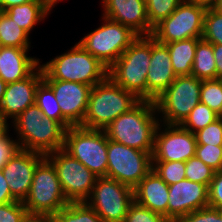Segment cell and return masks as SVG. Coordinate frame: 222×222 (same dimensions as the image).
<instances>
[{
	"label": "cell",
	"mask_w": 222,
	"mask_h": 222,
	"mask_svg": "<svg viewBox=\"0 0 222 222\" xmlns=\"http://www.w3.org/2000/svg\"><path fill=\"white\" fill-rule=\"evenodd\" d=\"M156 113L154 101L140 100L113 120L104 132L109 140L153 153L155 133L160 123Z\"/></svg>",
	"instance_id": "cell-1"
},
{
	"label": "cell",
	"mask_w": 222,
	"mask_h": 222,
	"mask_svg": "<svg viewBox=\"0 0 222 222\" xmlns=\"http://www.w3.org/2000/svg\"><path fill=\"white\" fill-rule=\"evenodd\" d=\"M12 123L20 149L46 156L64 147L67 129L58 121L45 118L36 104L29 106Z\"/></svg>",
	"instance_id": "cell-2"
},
{
	"label": "cell",
	"mask_w": 222,
	"mask_h": 222,
	"mask_svg": "<svg viewBox=\"0 0 222 222\" xmlns=\"http://www.w3.org/2000/svg\"><path fill=\"white\" fill-rule=\"evenodd\" d=\"M140 99L126 91L109 76L93 86L82 127L105 130L118 116L129 111Z\"/></svg>",
	"instance_id": "cell-3"
},
{
	"label": "cell",
	"mask_w": 222,
	"mask_h": 222,
	"mask_svg": "<svg viewBox=\"0 0 222 222\" xmlns=\"http://www.w3.org/2000/svg\"><path fill=\"white\" fill-rule=\"evenodd\" d=\"M43 78L78 82L91 87L108 76V68L76 43L67 53L40 64Z\"/></svg>",
	"instance_id": "cell-4"
},
{
	"label": "cell",
	"mask_w": 222,
	"mask_h": 222,
	"mask_svg": "<svg viewBox=\"0 0 222 222\" xmlns=\"http://www.w3.org/2000/svg\"><path fill=\"white\" fill-rule=\"evenodd\" d=\"M150 60L151 36H138L108 69V76L138 99L147 100V73Z\"/></svg>",
	"instance_id": "cell-5"
},
{
	"label": "cell",
	"mask_w": 222,
	"mask_h": 222,
	"mask_svg": "<svg viewBox=\"0 0 222 222\" xmlns=\"http://www.w3.org/2000/svg\"><path fill=\"white\" fill-rule=\"evenodd\" d=\"M68 203L55 167L45 157L35 168L29 194L23 202L28 214L30 217L49 218Z\"/></svg>",
	"instance_id": "cell-6"
},
{
	"label": "cell",
	"mask_w": 222,
	"mask_h": 222,
	"mask_svg": "<svg viewBox=\"0 0 222 222\" xmlns=\"http://www.w3.org/2000/svg\"><path fill=\"white\" fill-rule=\"evenodd\" d=\"M63 150L79 160L96 177H106L108 138L104 130L71 126L65 132Z\"/></svg>",
	"instance_id": "cell-7"
},
{
	"label": "cell",
	"mask_w": 222,
	"mask_h": 222,
	"mask_svg": "<svg viewBox=\"0 0 222 222\" xmlns=\"http://www.w3.org/2000/svg\"><path fill=\"white\" fill-rule=\"evenodd\" d=\"M104 23L78 43L108 69L138 38L130 28L102 16Z\"/></svg>",
	"instance_id": "cell-8"
},
{
	"label": "cell",
	"mask_w": 222,
	"mask_h": 222,
	"mask_svg": "<svg viewBox=\"0 0 222 222\" xmlns=\"http://www.w3.org/2000/svg\"><path fill=\"white\" fill-rule=\"evenodd\" d=\"M201 80L193 75H179L171 85L155 99L161 123L180 125L200 103Z\"/></svg>",
	"instance_id": "cell-9"
},
{
	"label": "cell",
	"mask_w": 222,
	"mask_h": 222,
	"mask_svg": "<svg viewBox=\"0 0 222 222\" xmlns=\"http://www.w3.org/2000/svg\"><path fill=\"white\" fill-rule=\"evenodd\" d=\"M207 5L183 0L176 10L153 27L151 37L166 44L189 38H202Z\"/></svg>",
	"instance_id": "cell-10"
},
{
	"label": "cell",
	"mask_w": 222,
	"mask_h": 222,
	"mask_svg": "<svg viewBox=\"0 0 222 222\" xmlns=\"http://www.w3.org/2000/svg\"><path fill=\"white\" fill-rule=\"evenodd\" d=\"M133 201V188L115 179L97 177L92 192L85 203L104 222H124Z\"/></svg>",
	"instance_id": "cell-11"
},
{
	"label": "cell",
	"mask_w": 222,
	"mask_h": 222,
	"mask_svg": "<svg viewBox=\"0 0 222 222\" xmlns=\"http://www.w3.org/2000/svg\"><path fill=\"white\" fill-rule=\"evenodd\" d=\"M46 158L55 167L66 200L69 203L87 201L97 177L63 149L49 153Z\"/></svg>",
	"instance_id": "cell-12"
},
{
	"label": "cell",
	"mask_w": 222,
	"mask_h": 222,
	"mask_svg": "<svg viewBox=\"0 0 222 222\" xmlns=\"http://www.w3.org/2000/svg\"><path fill=\"white\" fill-rule=\"evenodd\" d=\"M152 170V153L108 139L106 177L134 187Z\"/></svg>",
	"instance_id": "cell-13"
},
{
	"label": "cell",
	"mask_w": 222,
	"mask_h": 222,
	"mask_svg": "<svg viewBox=\"0 0 222 222\" xmlns=\"http://www.w3.org/2000/svg\"><path fill=\"white\" fill-rule=\"evenodd\" d=\"M160 124L155 133L152 162H186L195 156L197 142L194 133L180 125L164 124L165 130H162Z\"/></svg>",
	"instance_id": "cell-14"
},
{
	"label": "cell",
	"mask_w": 222,
	"mask_h": 222,
	"mask_svg": "<svg viewBox=\"0 0 222 222\" xmlns=\"http://www.w3.org/2000/svg\"><path fill=\"white\" fill-rule=\"evenodd\" d=\"M52 88L63 117L72 126H81L85 117L91 86L78 82L43 78Z\"/></svg>",
	"instance_id": "cell-15"
},
{
	"label": "cell",
	"mask_w": 222,
	"mask_h": 222,
	"mask_svg": "<svg viewBox=\"0 0 222 222\" xmlns=\"http://www.w3.org/2000/svg\"><path fill=\"white\" fill-rule=\"evenodd\" d=\"M46 156L20 149L1 169L13 198L24 202L27 198L35 168Z\"/></svg>",
	"instance_id": "cell-16"
},
{
	"label": "cell",
	"mask_w": 222,
	"mask_h": 222,
	"mask_svg": "<svg viewBox=\"0 0 222 222\" xmlns=\"http://www.w3.org/2000/svg\"><path fill=\"white\" fill-rule=\"evenodd\" d=\"M167 219H176L208 207V186L188 179L169 185Z\"/></svg>",
	"instance_id": "cell-17"
},
{
	"label": "cell",
	"mask_w": 222,
	"mask_h": 222,
	"mask_svg": "<svg viewBox=\"0 0 222 222\" xmlns=\"http://www.w3.org/2000/svg\"><path fill=\"white\" fill-rule=\"evenodd\" d=\"M42 80L43 73L39 65L25 79L7 84L0 105V115L6 120H14L29 106L35 104L36 89Z\"/></svg>",
	"instance_id": "cell-18"
},
{
	"label": "cell",
	"mask_w": 222,
	"mask_h": 222,
	"mask_svg": "<svg viewBox=\"0 0 222 222\" xmlns=\"http://www.w3.org/2000/svg\"><path fill=\"white\" fill-rule=\"evenodd\" d=\"M103 16L130 28L138 36H151L145 0H102Z\"/></svg>",
	"instance_id": "cell-19"
},
{
	"label": "cell",
	"mask_w": 222,
	"mask_h": 222,
	"mask_svg": "<svg viewBox=\"0 0 222 222\" xmlns=\"http://www.w3.org/2000/svg\"><path fill=\"white\" fill-rule=\"evenodd\" d=\"M176 77L166 44H162L151 37V60L147 73V100L155 101Z\"/></svg>",
	"instance_id": "cell-20"
},
{
	"label": "cell",
	"mask_w": 222,
	"mask_h": 222,
	"mask_svg": "<svg viewBox=\"0 0 222 222\" xmlns=\"http://www.w3.org/2000/svg\"><path fill=\"white\" fill-rule=\"evenodd\" d=\"M134 201L167 218L169 185L151 170L133 189Z\"/></svg>",
	"instance_id": "cell-21"
},
{
	"label": "cell",
	"mask_w": 222,
	"mask_h": 222,
	"mask_svg": "<svg viewBox=\"0 0 222 222\" xmlns=\"http://www.w3.org/2000/svg\"><path fill=\"white\" fill-rule=\"evenodd\" d=\"M29 49L0 46V78L7 84L28 77L39 65L37 58L27 55Z\"/></svg>",
	"instance_id": "cell-22"
},
{
	"label": "cell",
	"mask_w": 222,
	"mask_h": 222,
	"mask_svg": "<svg viewBox=\"0 0 222 222\" xmlns=\"http://www.w3.org/2000/svg\"><path fill=\"white\" fill-rule=\"evenodd\" d=\"M54 4L50 0H34L13 6L4 12L28 34L32 28L47 17Z\"/></svg>",
	"instance_id": "cell-23"
},
{
	"label": "cell",
	"mask_w": 222,
	"mask_h": 222,
	"mask_svg": "<svg viewBox=\"0 0 222 222\" xmlns=\"http://www.w3.org/2000/svg\"><path fill=\"white\" fill-rule=\"evenodd\" d=\"M201 38H189L176 42L166 43L169 50L174 73L191 75L197 42Z\"/></svg>",
	"instance_id": "cell-24"
},
{
	"label": "cell",
	"mask_w": 222,
	"mask_h": 222,
	"mask_svg": "<svg viewBox=\"0 0 222 222\" xmlns=\"http://www.w3.org/2000/svg\"><path fill=\"white\" fill-rule=\"evenodd\" d=\"M191 75L200 80L216 79L213 44L202 38L197 42Z\"/></svg>",
	"instance_id": "cell-25"
},
{
	"label": "cell",
	"mask_w": 222,
	"mask_h": 222,
	"mask_svg": "<svg viewBox=\"0 0 222 222\" xmlns=\"http://www.w3.org/2000/svg\"><path fill=\"white\" fill-rule=\"evenodd\" d=\"M35 104L45 118H51L61 123L66 129L72 125L63 117L61 108L55 98L52 88L42 80L36 89Z\"/></svg>",
	"instance_id": "cell-26"
},
{
	"label": "cell",
	"mask_w": 222,
	"mask_h": 222,
	"mask_svg": "<svg viewBox=\"0 0 222 222\" xmlns=\"http://www.w3.org/2000/svg\"><path fill=\"white\" fill-rule=\"evenodd\" d=\"M0 46L30 49L29 34L5 12L0 14Z\"/></svg>",
	"instance_id": "cell-27"
},
{
	"label": "cell",
	"mask_w": 222,
	"mask_h": 222,
	"mask_svg": "<svg viewBox=\"0 0 222 222\" xmlns=\"http://www.w3.org/2000/svg\"><path fill=\"white\" fill-rule=\"evenodd\" d=\"M49 219L51 222H104L85 202L68 203Z\"/></svg>",
	"instance_id": "cell-28"
},
{
	"label": "cell",
	"mask_w": 222,
	"mask_h": 222,
	"mask_svg": "<svg viewBox=\"0 0 222 222\" xmlns=\"http://www.w3.org/2000/svg\"><path fill=\"white\" fill-rule=\"evenodd\" d=\"M220 116L211 110L207 105L198 103L197 106L190 112L186 119L180 124L181 127L195 133L200 129L207 127Z\"/></svg>",
	"instance_id": "cell-29"
},
{
	"label": "cell",
	"mask_w": 222,
	"mask_h": 222,
	"mask_svg": "<svg viewBox=\"0 0 222 222\" xmlns=\"http://www.w3.org/2000/svg\"><path fill=\"white\" fill-rule=\"evenodd\" d=\"M200 102L222 117V80H201Z\"/></svg>",
	"instance_id": "cell-30"
},
{
	"label": "cell",
	"mask_w": 222,
	"mask_h": 222,
	"mask_svg": "<svg viewBox=\"0 0 222 222\" xmlns=\"http://www.w3.org/2000/svg\"><path fill=\"white\" fill-rule=\"evenodd\" d=\"M152 170L167 184L172 185L186 179L185 162H152Z\"/></svg>",
	"instance_id": "cell-31"
},
{
	"label": "cell",
	"mask_w": 222,
	"mask_h": 222,
	"mask_svg": "<svg viewBox=\"0 0 222 222\" xmlns=\"http://www.w3.org/2000/svg\"><path fill=\"white\" fill-rule=\"evenodd\" d=\"M202 39L222 45V14L208 6L204 14Z\"/></svg>",
	"instance_id": "cell-32"
},
{
	"label": "cell",
	"mask_w": 222,
	"mask_h": 222,
	"mask_svg": "<svg viewBox=\"0 0 222 222\" xmlns=\"http://www.w3.org/2000/svg\"><path fill=\"white\" fill-rule=\"evenodd\" d=\"M183 0H145L147 16L152 27L168 18Z\"/></svg>",
	"instance_id": "cell-33"
},
{
	"label": "cell",
	"mask_w": 222,
	"mask_h": 222,
	"mask_svg": "<svg viewBox=\"0 0 222 222\" xmlns=\"http://www.w3.org/2000/svg\"><path fill=\"white\" fill-rule=\"evenodd\" d=\"M185 167L186 179L205 184L209 187L215 174V171L210 166H207L199 158L194 156L185 162Z\"/></svg>",
	"instance_id": "cell-34"
},
{
	"label": "cell",
	"mask_w": 222,
	"mask_h": 222,
	"mask_svg": "<svg viewBox=\"0 0 222 222\" xmlns=\"http://www.w3.org/2000/svg\"><path fill=\"white\" fill-rule=\"evenodd\" d=\"M194 134L197 145L222 146V117Z\"/></svg>",
	"instance_id": "cell-35"
},
{
	"label": "cell",
	"mask_w": 222,
	"mask_h": 222,
	"mask_svg": "<svg viewBox=\"0 0 222 222\" xmlns=\"http://www.w3.org/2000/svg\"><path fill=\"white\" fill-rule=\"evenodd\" d=\"M124 222H170L164 215L153 212L133 201Z\"/></svg>",
	"instance_id": "cell-36"
},
{
	"label": "cell",
	"mask_w": 222,
	"mask_h": 222,
	"mask_svg": "<svg viewBox=\"0 0 222 222\" xmlns=\"http://www.w3.org/2000/svg\"><path fill=\"white\" fill-rule=\"evenodd\" d=\"M195 156L214 171L222 170V146L197 145Z\"/></svg>",
	"instance_id": "cell-37"
},
{
	"label": "cell",
	"mask_w": 222,
	"mask_h": 222,
	"mask_svg": "<svg viewBox=\"0 0 222 222\" xmlns=\"http://www.w3.org/2000/svg\"><path fill=\"white\" fill-rule=\"evenodd\" d=\"M29 217L23 202L0 204V222H26Z\"/></svg>",
	"instance_id": "cell-38"
},
{
	"label": "cell",
	"mask_w": 222,
	"mask_h": 222,
	"mask_svg": "<svg viewBox=\"0 0 222 222\" xmlns=\"http://www.w3.org/2000/svg\"><path fill=\"white\" fill-rule=\"evenodd\" d=\"M174 222H222V211L208 206L182 216Z\"/></svg>",
	"instance_id": "cell-39"
},
{
	"label": "cell",
	"mask_w": 222,
	"mask_h": 222,
	"mask_svg": "<svg viewBox=\"0 0 222 222\" xmlns=\"http://www.w3.org/2000/svg\"><path fill=\"white\" fill-rule=\"evenodd\" d=\"M208 206L222 210V170L215 171L208 187Z\"/></svg>",
	"instance_id": "cell-40"
},
{
	"label": "cell",
	"mask_w": 222,
	"mask_h": 222,
	"mask_svg": "<svg viewBox=\"0 0 222 222\" xmlns=\"http://www.w3.org/2000/svg\"><path fill=\"white\" fill-rule=\"evenodd\" d=\"M8 135L9 133L0 139V170L20 150L18 141L11 140Z\"/></svg>",
	"instance_id": "cell-41"
},
{
	"label": "cell",
	"mask_w": 222,
	"mask_h": 222,
	"mask_svg": "<svg viewBox=\"0 0 222 222\" xmlns=\"http://www.w3.org/2000/svg\"><path fill=\"white\" fill-rule=\"evenodd\" d=\"M16 201L10 192L8 183L4 177L2 170H0V204L10 203Z\"/></svg>",
	"instance_id": "cell-42"
},
{
	"label": "cell",
	"mask_w": 222,
	"mask_h": 222,
	"mask_svg": "<svg viewBox=\"0 0 222 222\" xmlns=\"http://www.w3.org/2000/svg\"><path fill=\"white\" fill-rule=\"evenodd\" d=\"M213 52L216 64V79L222 80V45L213 44Z\"/></svg>",
	"instance_id": "cell-43"
},
{
	"label": "cell",
	"mask_w": 222,
	"mask_h": 222,
	"mask_svg": "<svg viewBox=\"0 0 222 222\" xmlns=\"http://www.w3.org/2000/svg\"><path fill=\"white\" fill-rule=\"evenodd\" d=\"M34 0H0V8L4 12L10 7L26 4Z\"/></svg>",
	"instance_id": "cell-44"
},
{
	"label": "cell",
	"mask_w": 222,
	"mask_h": 222,
	"mask_svg": "<svg viewBox=\"0 0 222 222\" xmlns=\"http://www.w3.org/2000/svg\"><path fill=\"white\" fill-rule=\"evenodd\" d=\"M8 123L7 120L4 119L1 115H0V139L3 138L8 132H9V127H8Z\"/></svg>",
	"instance_id": "cell-45"
},
{
	"label": "cell",
	"mask_w": 222,
	"mask_h": 222,
	"mask_svg": "<svg viewBox=\"0 0 222 222\" xmlns=\"http://www.w3.org/2000/svg\"><path fill=\"white\" fill-rule=\"evenodd\" d=\"M6 86H7V83L4 82V81L0 78V105H1V102H2L3 97H4V93H5V90H6Z\"/></svg>",
	"instance_id": "cell-46"
},
{
	"label": "cell",
	"mask_w": 222,
	"mask_h": 222,
	"mask_svg": "<svg viewBox=\"0 0 222 222\" xmlns=\"http://www.w3.org/2000/svg\"><path fill=\"white\" fill-rule=\"evenodd\" d=\"M211 7L216 10L218 13L222 14V0H215Z\"/></svg>",
	"instance_id": "cell-47"
},
{
	"label": "cell",
	"mask_w": 222,
	"mask_h": 222,
	"mask_svg": "<svg viewBox=\"0 0 222 222\" xmlns=\"http://www.w3.org/2000/svg\"><path fill=\"white\" fill-rule=\"evenodd\" d=\"M26 222H51L49 218L44 217H29Z\"/></svg>",
	"instance_id": "cell-48"
},
{
	"label": "cell",
	"mask_w": 222,
	"mask_h": 222,
	"mask_svg": "<svg viewBox=\"0 0 222 222\" xmlns=\"http://www.w3.org/2000/svg\"><path fill=\"white\" fill-rule=\"evenodd\" d=\"M188 1L202 3L207 6H211L215 2V0H188Z\"/></svg>",
	"instance_id": "cell-49"
},
{
	"label": "cell",
	"mask_w": 222,
	"mask_h": 222,
	"mask_svg": "<svg viewBox=\"0 0 222 222\" xmlns=\"http://www.w3.org/2000/svg\"><path fill=\"white\" fill-rule=\"evenodd\" d=\"M54 5L57 4L60 0H50Z\"/></svg>",
	"instance_id": "cell-50"
}]
</instances>
